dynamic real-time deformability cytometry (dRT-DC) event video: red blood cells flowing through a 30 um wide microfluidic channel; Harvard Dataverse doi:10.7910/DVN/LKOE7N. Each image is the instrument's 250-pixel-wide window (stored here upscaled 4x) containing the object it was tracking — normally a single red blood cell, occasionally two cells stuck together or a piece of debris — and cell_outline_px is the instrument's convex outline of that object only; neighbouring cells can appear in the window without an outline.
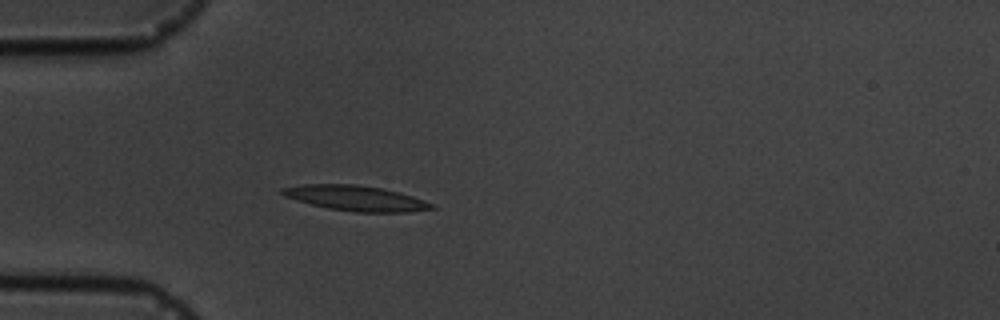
{"species": "common noctule bat (a hibernating species)", "species_latin": "Nyctalus noctula", "temperature_condition": "cold", "stored_images_in_passage": 3, "camera_frame_rate_fps": 3000, "um_per_image_px": 0.085, "animal": {"sex": "male", "body_mass_g": 19.5, "forearm_length_mm": 54.6}, "frame": {"image": 1, "passage_image": 3, "time_ms": 2.333, "image_size_px": [1000, 320], "cell_outline_px": [[436, 208], [408, 212], [356, 212], [328, 208], [296, 200], [284, 196], [280, 192], [280, 188], [304, 184], [356, 184], [380, 188], [400, 192], [412, 196], [432, 204]], "centroid_in_image_um": [30.21, 16.84], "position_along_channel_um": 54.8, "area_um2": 21.79}}